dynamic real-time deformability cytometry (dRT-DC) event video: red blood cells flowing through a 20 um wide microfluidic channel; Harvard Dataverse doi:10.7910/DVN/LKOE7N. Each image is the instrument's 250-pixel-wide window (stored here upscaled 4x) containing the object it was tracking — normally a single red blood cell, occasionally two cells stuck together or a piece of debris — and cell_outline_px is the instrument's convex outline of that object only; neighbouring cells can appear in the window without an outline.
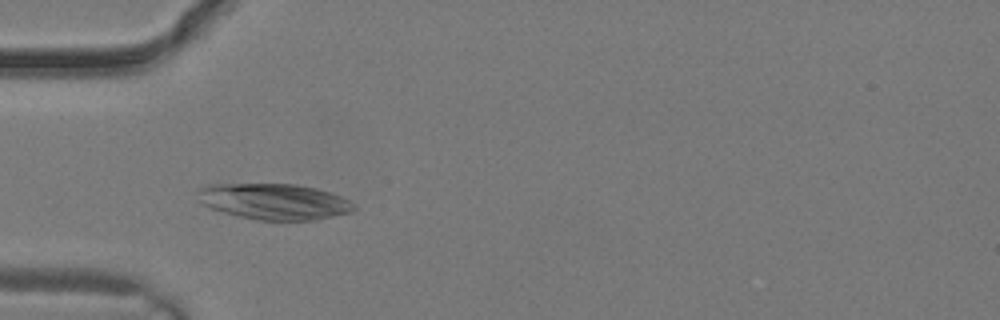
{"species": "common noctule bat (a hibernating species)", "species_latin": "Nyctalus noctula", "temperature_condition": "warm", "stored_images_in_passage": 2, "camera_frame_rate_fps": 3000, "um_per_image_px": 0.085, "animal": {"sex": "male", "body_mass_g": 19.2, "forearm_length_mm": 51.8}, "frame": {"image": 1, "passage_image": 2, "time_ms": 0.333, "image_size_px": [1000, 320], "cell_outline_px": [[356, 208], [352, 212], [316, 220], [256, 220], [224, 212], [212, 208], [204, 204], [200, 200], [196, 192], [204, 184], [296, 184], [316, 188], [340, 196], [348, 200]], "centroid_in_image_um": [23.3, 17.12], "position_along_channel_um": 61.7, "area_um2": 32.6}}